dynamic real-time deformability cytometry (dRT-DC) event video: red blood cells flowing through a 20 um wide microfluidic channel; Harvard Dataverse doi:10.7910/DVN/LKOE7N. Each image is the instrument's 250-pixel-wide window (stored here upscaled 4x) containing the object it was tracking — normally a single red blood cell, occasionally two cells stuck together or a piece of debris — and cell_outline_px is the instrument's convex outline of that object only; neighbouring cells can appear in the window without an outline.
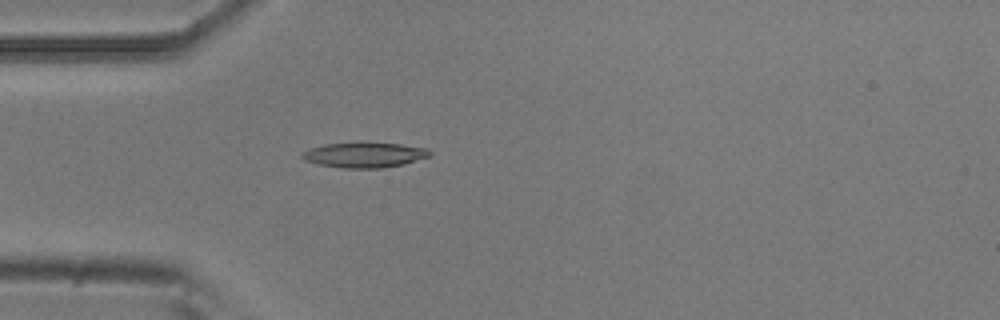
{"species": "common noctule bat (a hibernating species)", "species_latin": "Nyctalus noctula", "temperature_condition": "room temperature", "stored_images_in_passage": 53, "camera_frame_rate_fps": 3000, "um_per_image_px": 0.085, "animal": {"sex": "male", "body_mass_g": 20.5, "forearm_length_mm": 52.5}, "frame": {"image": 1, "passage_image": 15, "time_ms": 4.667, "image_size_px": [1000, 320], "cell_outline_px": [[432, 156], [404, 164], [380, 168], [344, 168], [320, 164], [304, 160], [300, 156], [300, 152], [308, 148], [324, 144], [356, 140], [368, 140], [400, 144], [428, 148], [432, 152]], "centroid_in_image_um": [30.97, 13.11], "position_along_channel_um": 54.0, "area_um2": 19.71}}
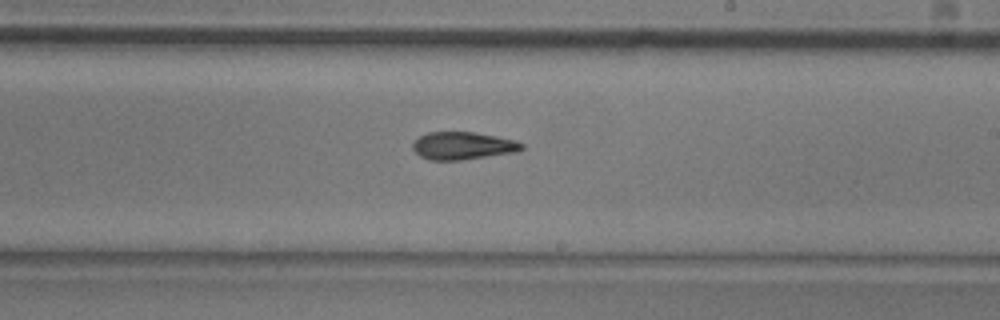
{"frame": {"image": 2, "passage_image": 31, "time_ms": 10.0, "image_size_px": [1000, 320], "cell_outline_px": [[524, 148], [516, 152], [460, 160], [428, 160], [420, 156], [412, 148], [412, 144], [420, 136], [428, 132], [476, 132], [496, 136], [512, 140], [524, 144]], "centroid_in_image_um": [39.32, 12.39], "position_along_channel_um": 249.7, "area_um2": 17.46}}
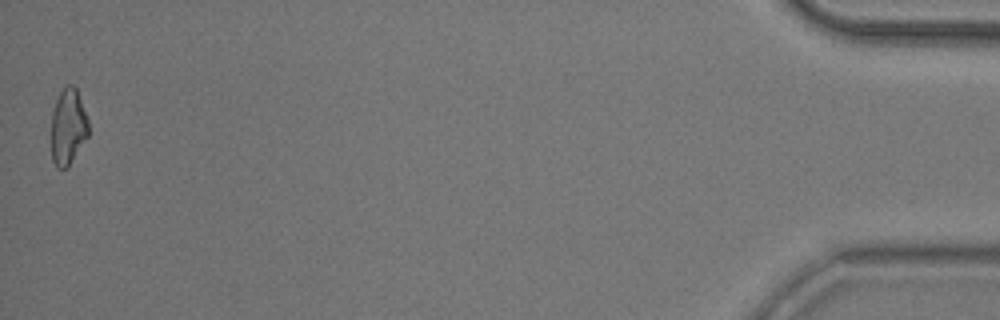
{"frame": {"image": 3, "passage_image": 53, "time_ms": 17.333, "image_size_px": [1000, 320], "cell_outline_px": [[88, 136], [68, 164], [64, 168], [56, 168], [52, 160], [52, 112], [56, 100], [60, 92], [68, 84], [72, 84], [76, 88], [88, 120]], "centroid_in_image_um": [5.78, 10.75], "position_along_channel_um": 429.4, "area_um2": 16.07}, "authors_computed_cell_mechanics": {"area_um2": 17.7446, "velocity_mm_per_s": 3.7639, "shape_relaxation_time_tau1_ms": 8.0346, "shape_relaxation_time_tau2_ms": 5.8868, "deformation_change_tau1": 0.2084, "deformation_change_tau2": 0.1593}}